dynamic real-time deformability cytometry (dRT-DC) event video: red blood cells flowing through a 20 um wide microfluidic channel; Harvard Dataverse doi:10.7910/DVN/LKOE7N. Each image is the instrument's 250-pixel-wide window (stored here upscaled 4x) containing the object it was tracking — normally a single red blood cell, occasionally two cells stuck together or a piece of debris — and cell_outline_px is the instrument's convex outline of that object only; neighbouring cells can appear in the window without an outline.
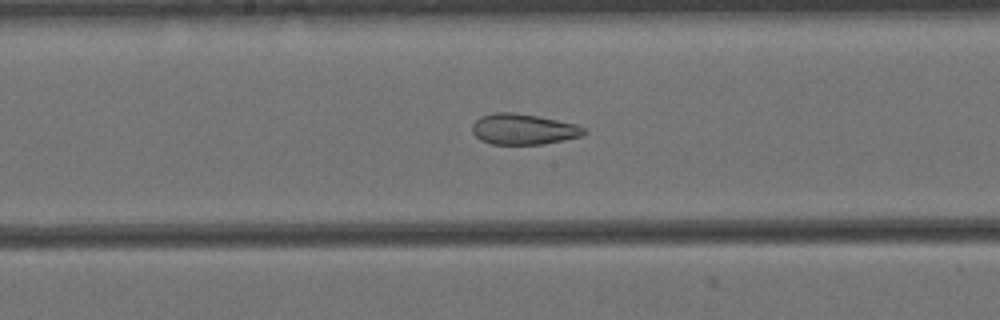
{"species": "Egyptian fruit bat (a non-hibernating species)", "species_latin": "Rousettus aegyptiacus", "temperature_condition": "cold", "stored_images_in_passage": 55, "camera_frame_rate_fps": 3000, "um_per_image_px": 0.085, "animal": {"sex": "female"}, "frame": {"image": 1, "passage_image": 26, "time_ms": 8.333, "image_size_px": [1000, 320], "cell_outline_px": [[588, 132], [580, 136], [544, 144], [492, 144], [480, 140], [472, 132], [472, 124], [480, 116], [492, 112], [512, 112], [536, 116], [576, 124], [584, 128]], "centroid_in_image_um": [44.45, 10.98], "position_along_channel_um": 203.8, "area_um2": 19.94}}
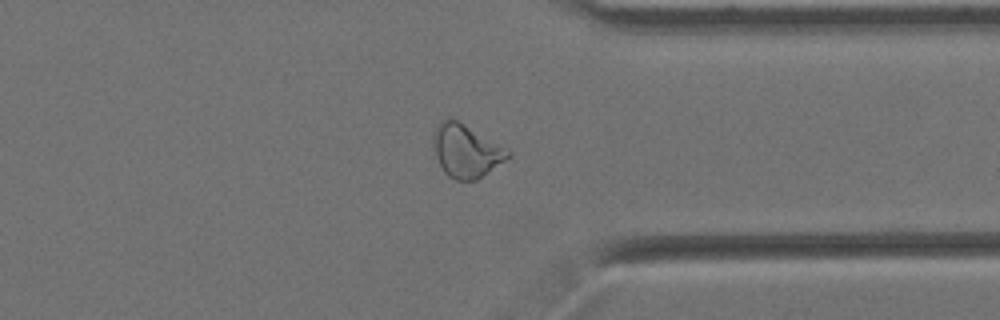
{"frame": {"image": 2, "passage_image": 41, "time_ms": 13.333, "image_size_px": [1000, 320], "cell_outline_px": [[512, 156], [476, 180], [456, 180], [448, 176], [444, 172], [436, 156], [432, 140], [432, 136], [440, 120], [448, 116], [452, 116], [512, 152]], "centroid_in_image_um": [39.6, 12.79], "position_along_channel_um": 371.8, "area_um2": 23.12}}
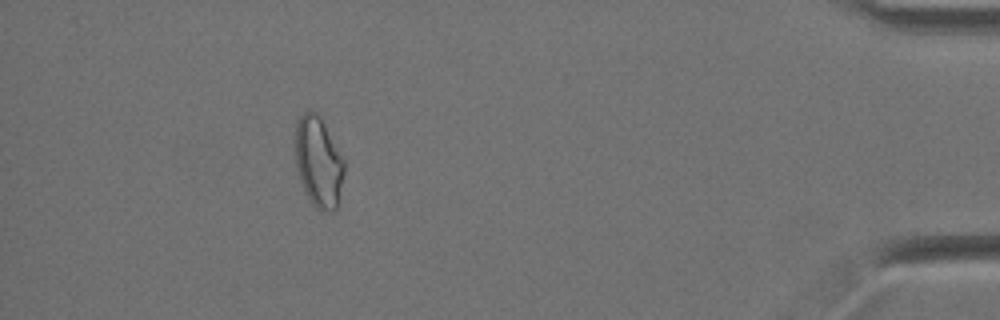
{"frame": {"image": 3, "passage_image": 49, "time_ms": 16.0, "image_size_px": [1000, 320], "cell_outline_px": [[344, 172], [336, 208], [332, 212], [320, 212], [312, 204], [304, 192], [296, 168], [296, 124], [300, 116], [304, 112], [312, 108], [320, 116], [344, 160]], "centroid_in_image_um": [27.06, 13.78], "position_along_channel_um": 408.1, "area_um2": 25.78}, "authors_computed_cell_mechanics": {"area_um2": 24.3916, "velocity_mm_per_s": 3.4646, "shape_relaxation_time_tau1_ms": null, "shape_relaxation_time_tau2_ms": 2.7462, "deformation_change_tau1": null, "deformation_change_tau2": 0.099}}